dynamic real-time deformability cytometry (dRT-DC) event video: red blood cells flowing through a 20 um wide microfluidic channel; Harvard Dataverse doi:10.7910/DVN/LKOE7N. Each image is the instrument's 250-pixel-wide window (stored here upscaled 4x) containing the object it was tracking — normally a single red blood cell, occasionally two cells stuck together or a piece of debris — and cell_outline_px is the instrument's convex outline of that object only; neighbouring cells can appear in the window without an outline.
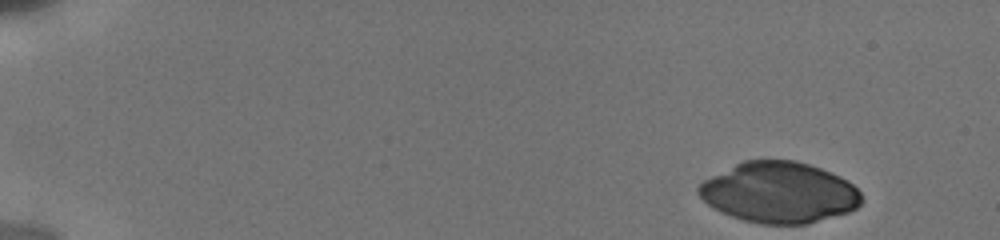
{"species": "human", "species_latin": "Homo sapiens", "temperature_condition": "cold", "stored_images_in_passage": 15, "camera_frame_rate_fps": 3000, "um_per_image_px": 0.085, "donor": {"sex": "male"}, "frame": {"image": 1, "passage_image": 1, "time_ms": 0.0, "image_size_px": [1000, 240], "cell_outline_px": [[864, 200], [856, 208], [848, 212], [808, 224], [760, 224], [744, 220], [732, 216], [708, 204], [696, 192], [696, 188], [704, 180], [744, 160], [796, 160], [832, 172], [848, 180], [860, 192]], "centroid_in_image_um": [66.26, 16.36], "position_along_channel_um": 18.7, "area_um2": 57.57}}